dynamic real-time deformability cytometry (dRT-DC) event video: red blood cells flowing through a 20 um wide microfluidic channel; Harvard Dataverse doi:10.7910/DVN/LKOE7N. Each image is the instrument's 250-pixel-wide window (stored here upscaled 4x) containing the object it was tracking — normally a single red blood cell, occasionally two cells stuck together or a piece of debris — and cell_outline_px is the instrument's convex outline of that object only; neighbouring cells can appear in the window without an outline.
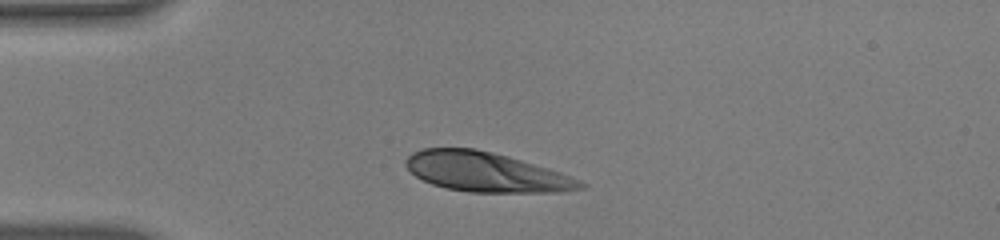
{"species": "human", "species_latin": "Homo sapiens", "temperature_condition": "warm", "stored_images_in_passage": 33, "camera_frame_rate_fps": 3000, "um_per_image_px": 0.085, "donor": {"sex": "male"}, "frame": {"image": 1, "passage_image": 1, "time_ms": 0.0, "image_size_px": [1000, 240], "cell_outline_px": [[588, 184], [584, 188], [560, 192], [468, 192], [448, 188], [432, 184], [416, 176], [404, 164], [404, 160], [412, 152], [424, 148], [476, 148], [508, 156], [548, 168], [560, 172], [580, 180]], "centroid_in_image_um": [41.32, 14.62], "position_along_channel_um": 43.7, "area_um2": 40.17}}
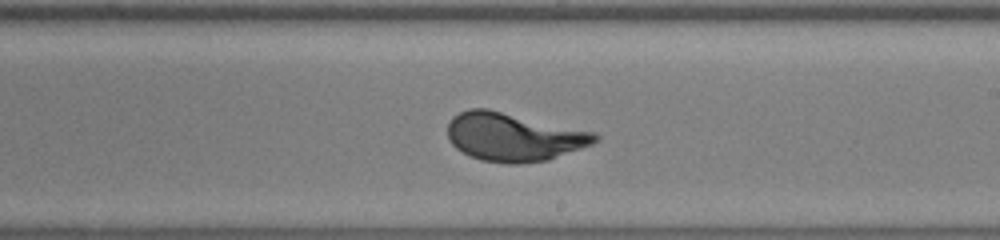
{"frame": {"image": 2, "passage_image": 19, "time_ms": 6.0, "image_size_px": [1000, 240], "cell_outline_px": [[600, 140], [592, 144], [548, 160], [520, 164], [508, 164], [480, 160], [468, 156], [456, 148], [448, 140], [448, 124], [452, 116], [468, 108], [488, 108], [596, 132], [600, 136]], "centroid_in_image_um": [43.65, 11.64], "position_along_channel_um": 245.3, "area_um2": 41.96}}
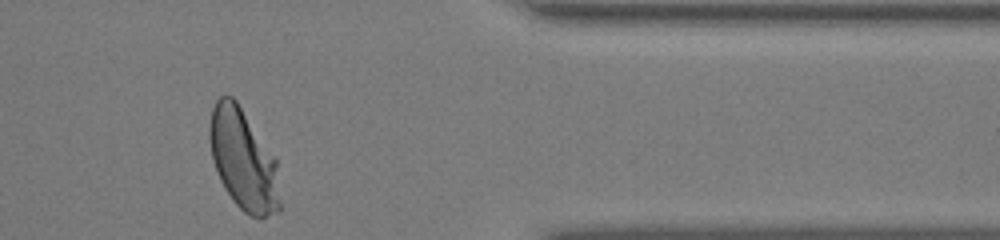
{"frame": {"image": 3, "passage_image": 32, "time_ms": 10.333, "image_size_px": [1000, 240], "cell_outline_px": [[280, 208], [276, 212], [260, 220], [244, 212], [232, 200], [220, 180], [212, 160], [208, 136], [208, 128], [212, 108], [216, 100], [220, 96], [232, 96], [236, 100], [276, 160], [280, 200]], "centroid_in_image_um": [20.65, 13.59], "position_along_channel_um": 390.7, "area_um2": 41.27}, "authors_computed_cell_mechanics": {"area_um2": 40.8068, "velocity_mm_per_s": 3.8109, "shape_relaxation_time_tau1_ms": 3.0529, "shape_relaxation_time_tau2_ms": null, "deformation_change_tau1": 0.2096, "deformation_change_tau2": null}}